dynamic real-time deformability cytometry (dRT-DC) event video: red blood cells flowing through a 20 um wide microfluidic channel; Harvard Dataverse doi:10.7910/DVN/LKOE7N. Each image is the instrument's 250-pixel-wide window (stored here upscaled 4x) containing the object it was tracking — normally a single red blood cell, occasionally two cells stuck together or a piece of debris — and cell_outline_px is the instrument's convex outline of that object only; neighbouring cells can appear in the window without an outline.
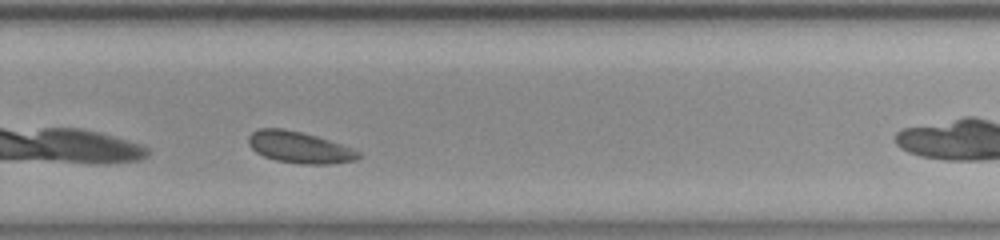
{"species": "common noctule bat (a hibernating species)", "species_latin": "Nyctalus noctula", "temperature_condition": "room temperature", "stored_images_in_passage": 31, "camera_frame_rate_fps": 3000, "um_per_image_px": 0.085, "animal": {"sex": "female", "body_mass_g": 23.0, "forearm_length_mm": 53.4}, "frame": {"image": 1, "passage_image": 22, "time_ms": 7.0, "image_size_px": [1000, 240], "cell_outline_px": [[360, 156], [356, 160], [332, 164], [300, 164], [276, 160], [264, 156], [256, 152], [248, 144], [248, 136], [252, 132], [260, 128], [280, 128], [300, 132], [316, 136], [328, 140], [360, 152]], "centroid_in_image_um": [25.41, 12.53], "position_along_channel_um": 304.4, "area_um2": 19.94}, "authors_computed_cell_mechanics": {"area_um2": 19.8254, "velocity_mm_per_s": 3.7708, "shape_relaxation_time_tau1_ms": 2.971, "shape_relaxation_time_tau2_ms": 2.9918, "deformation_change_tau1": 0.0522, "deformation_change_tau2": 0.0513}}